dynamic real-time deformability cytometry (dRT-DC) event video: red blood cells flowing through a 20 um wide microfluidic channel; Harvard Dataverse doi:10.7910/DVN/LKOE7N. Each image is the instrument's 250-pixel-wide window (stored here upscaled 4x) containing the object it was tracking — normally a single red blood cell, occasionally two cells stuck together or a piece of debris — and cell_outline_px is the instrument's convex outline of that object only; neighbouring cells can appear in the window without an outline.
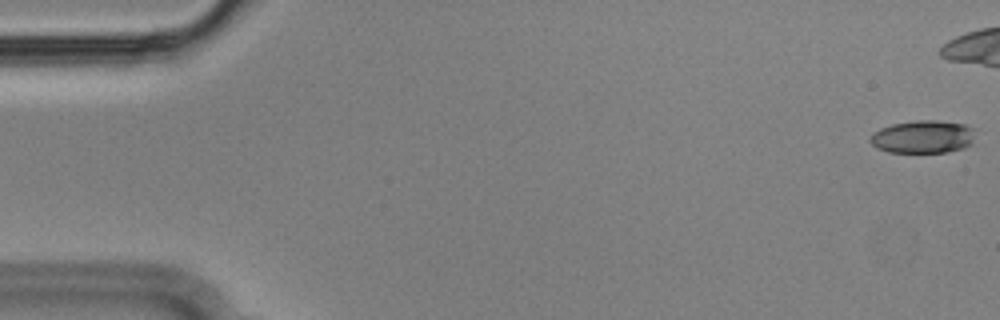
{"species": "Egyptian fruit bat (a non-hibernating species)", "species_latin": "Rousettus aegyptiacus", "temperature_condition": "cold", "stored_images_in_passage": 46, "camera_frame_rate_fps": 3000, "um_per_image_px": 0.085, "animal": {"sex": "male"}, "frame": {"image": 1, "passage_image": 1, "time_ms": 0.0, "image_size_px": [1000, 320], "cell_outline_px": [[972, 140], [964, 148], [948, 152], [888, 152], [876, 148], [868, 140], [880, 128], [892, 124], [916, 120], [936, 120], [964, 124], [972, 128]], "centroid_in_image_um": [78.41, 11.63], "position_along_channel_um": 6.6, "area_um2": 19.88}}
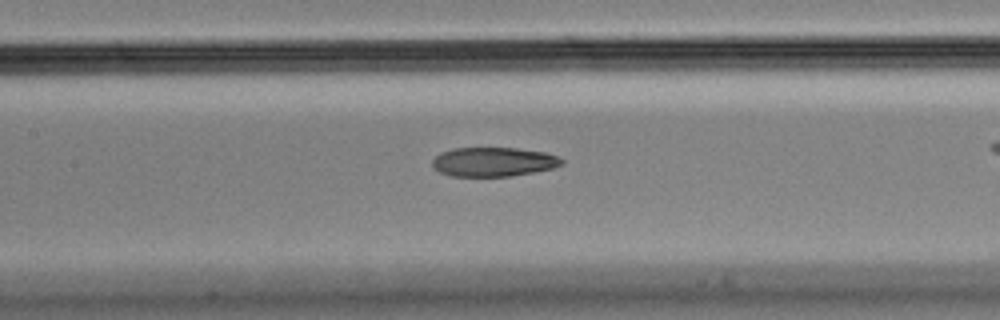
{"frame": {"image": 2, "passage_image": 26, "time_ms": 8.333, "image_size_px": [1000, 320], "cell_outline_px": [[564, 164], [552, 168], [532, 172], [508, 176], [452, 176], [440, 172], [432, 168], [432, 160], [440, 152], [452, 148], [516, 148], [548, 152], [560, 156], [564, 160]], "centroid_in_image_um": [41.96, 13.74], "position_along_channel_um": 165.4, "area_um2": 22.2}}
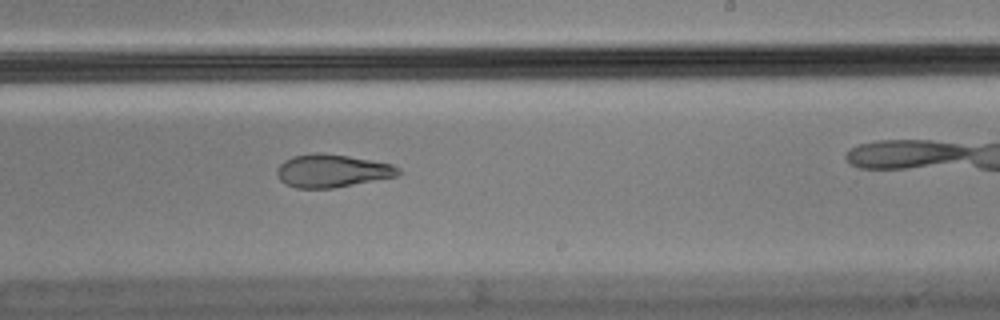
{"frame": {"image": 3, "passage_image": 34, "time_ms": 11.0, "image_size_px": [1000, 320], "cell_outline_px": [[404, 172], [400, 176], [332, 188], [296, 188], [284, 184], [280, 180], [276, 172], [276, 168], [284, 160], [292, 156], [316, 152], [348, 156], [392, 164], [400, 168]], "centroid_in_image_um": [28.24, 14.52], "position_along_channel_um": 260.8, "area_um2": 23.52}}